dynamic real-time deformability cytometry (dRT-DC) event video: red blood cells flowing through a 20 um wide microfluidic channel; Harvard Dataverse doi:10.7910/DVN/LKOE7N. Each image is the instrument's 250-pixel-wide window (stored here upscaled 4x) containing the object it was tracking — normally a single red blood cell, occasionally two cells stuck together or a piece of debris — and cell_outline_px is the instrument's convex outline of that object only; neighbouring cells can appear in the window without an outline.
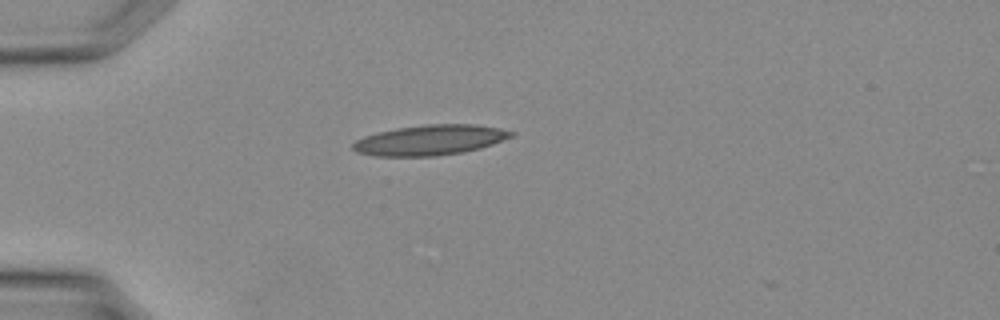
{"species": "Egyptian fruit bat (a non-hibernating species)", "species_latin": "Rousettus aegyptiacus", "temperature_condition": "warm", "stored_images_in_passage": 23, "camera_frame_rate_fps": 3000, "um_per_image_px": 0.085, "animal": {"sex": "female"}, "frame": {"image": 1, "passage_image": 1, "time_ms": 0.0, "image_size_px": [1000, 320], "cell_outline_px": [[516, 132], [512, 136], [492, 144], [480, 148], [464, 152], [432, 156], [376, 156], [356, 152], [352, 148], [352, 144], [356, 140], [364, 136], [396, 128], [428, 124], [476, 124], [500, 128]], "centroid_in_image_um": [36.55, 11.9], "position_along_channel_um": 48.4, "area_um2": 27.8}}
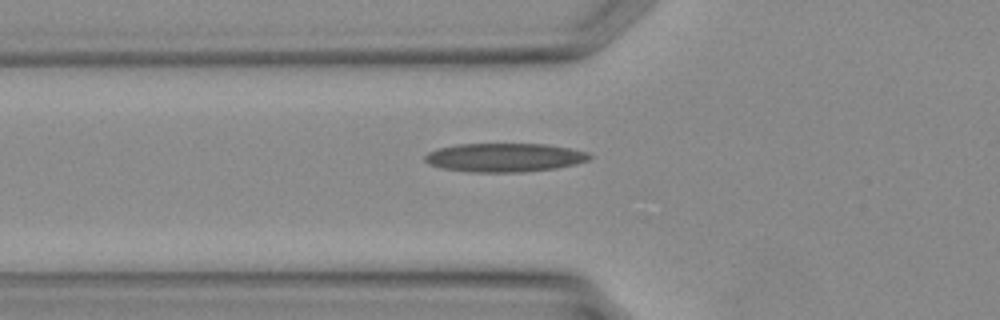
{"frame": {"image": 2, "passage_image": 4, "time_ms": 1.0, "image_size_px": [1000, 320], "cell_outline_px": [[592, 156], [588, 160], [576, 164], [556, 168], [520, 172], [468, 172], [440, 168], [428, 164], [424, 160], [424, 156], [428, 152], [436, 148], [456, 144], [544, 144], [568, 148], [588, 152]], "centroid_in_image_um": [42.82, 13.39], "position_along_channel_um": 83.0, "area_um2": 27.69}}